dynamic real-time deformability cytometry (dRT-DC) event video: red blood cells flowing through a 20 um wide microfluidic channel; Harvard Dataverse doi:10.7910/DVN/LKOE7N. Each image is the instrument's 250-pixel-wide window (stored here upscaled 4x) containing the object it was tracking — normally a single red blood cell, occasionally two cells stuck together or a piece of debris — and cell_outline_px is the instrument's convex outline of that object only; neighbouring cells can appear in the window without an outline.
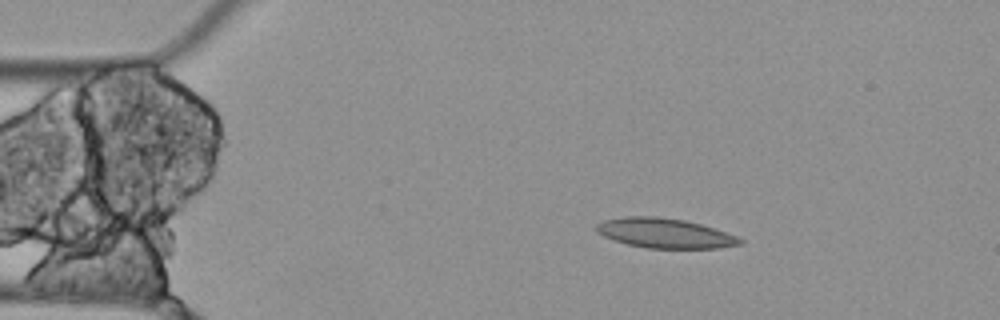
{"species": "Egyptian fruit bat (a non-hibernating species)", "species_latin": "Rousettus aegyptiacus", "temperature_condition": "cold", "stored_images_in_passage": 7, "camera_frame_rate_fps": 3000, "um_per_image_px": 0.085, "animal": {"sex": "female"}, "frame": {"image": 1, "passage_image": 2, "time_ms": 0.333, "image_size_px": [1000, 320], "cell_outline_px": [[744, 244], [720, 248], [648, 248], [628, 244], [604, 236], [596, 232], [596, 224], [604, 220], [624, 216], [656, 216], [684, 220], [700, 224], [736, 236], [744, 240]], "centroid_in_image_um": [56.51, 19.82], "position_along_channel_um": 28.5, "area_um2": 24.74}}
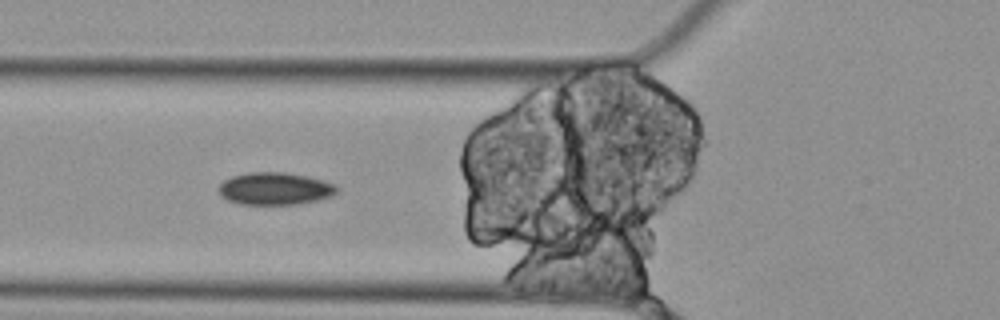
{"frame": {"image": 2, "passage_image": 5, "time_ms": 1.333, "image_size_px": [1000, 320], "cell_outline_px": [[336, 192], [332, 196], [316, 200], [296, 204], [240, 204], [228, 200], [220, 192], [220, 184], [224, 180], [232, 176], [252, 172], [284, 172], [304, 176], [336, 184]], "centroid_in_image_um": [23.37, 16.03], "position_along_channel_um": 102.4, "area_um2": 21.85}}
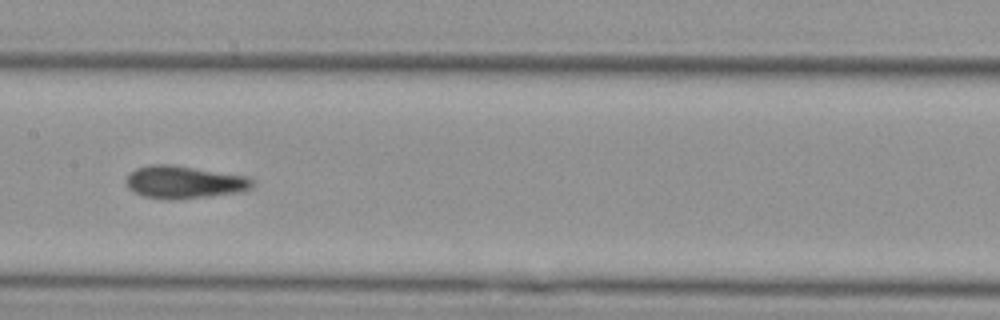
{"frame": {"image": 3, "passage_image": 7, "time_ms": 2.0, "image_size_px": [1000, 320], "cell_outline_px": [[256, 180], [252, 188], [244, 192], [172, 200], [168, 200], [144, 196], [132, 192], [128, 188], [124, 180], [128, 172], [136, 168], [148, 164], [172, 164], [248, 176]], "centroid_in_image_um": [15.65, 15.47], "position_along_channel_um": 191.8, "area_um2": 24.62}}